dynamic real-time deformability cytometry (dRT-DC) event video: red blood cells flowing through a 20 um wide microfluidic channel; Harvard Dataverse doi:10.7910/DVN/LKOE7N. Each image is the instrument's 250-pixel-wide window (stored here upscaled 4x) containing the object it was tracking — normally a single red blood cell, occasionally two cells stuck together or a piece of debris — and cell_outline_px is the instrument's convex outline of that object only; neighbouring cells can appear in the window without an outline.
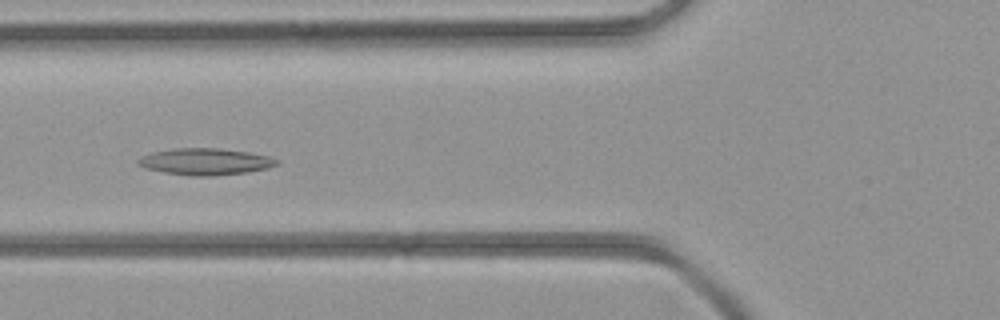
{"species": "common noctule bat (a hibernating species)", "species_latin": "Nyctalus noctula", "temperature_condition": "room temperature", "stored_images_in_passage": 26, "camera_frame_rate_fps": 3000, "um_per_image_px": 0.085, "animal": {"sex": "female", "body_mass_g": 21.9}, "frame": {"image": 1, "passage_image": 7, "time_ms": 2.0, "image_size_px": [1000, 320], "cell_outline_px": [[280, 164], [268, 168], [248, 172], [212, 176], [188, 176], [164, 172], [144, 168], [136, 164], [136, 160], [140, 156], [152, 152], [172, 148], [220, 148], [248, 152], [272, 156], [280, 160]], "centroid_in_image_um": [17.46, 13.73], "position_along_channel_um": 108.3, "area_um2": 21.96}}
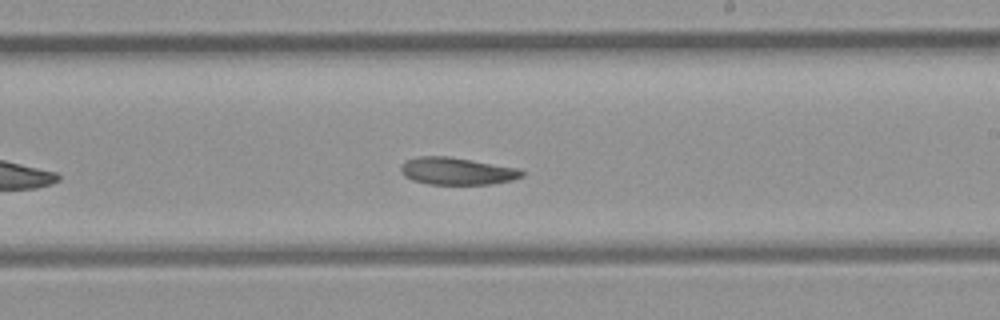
{"frame": {"image": 2, "passage_image": 16, "time_ms": 5.0, "image_size_px": [1000, 320], "cell_outline_px": [[524, 176], [512, 180], [492, 184], [428, 184], [412, 180], [404, 176], [400, 172], [400, 164], [416, 156], [448, 156], [520, 168], [524, 172]], "centroid_in_image_um": [38.83, 14.54], "position_along_channel_um": 250.2, "area_um2": 19.42}}
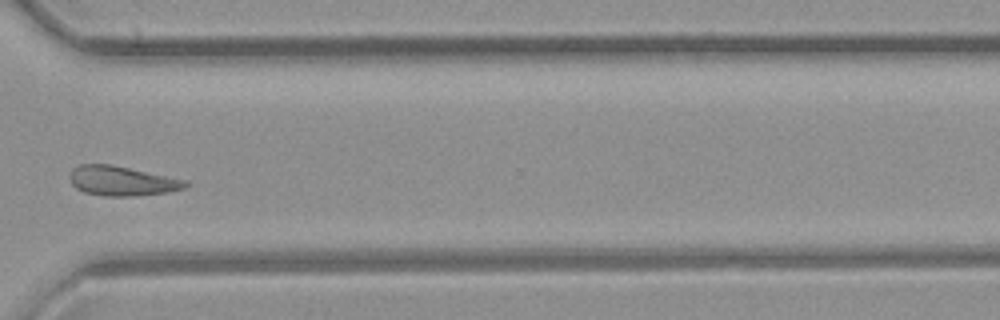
{"frame": {"image": 3, "passage_image": 23, "time_ms": 7.333, "image_size_px": [1000, 320], "cell_outline_px": [[188, 184], [184, 188], [168, 192], [136, 196], [104, 196], [84, 192], [76, 188], [72, 184], [68, 176], [72, 168], [80, 164], [112, 164], [188, 180]], "centroid_in_image_um": [10.35, 15.37], "position_along_channel_um": 360.3, "area_um2": 20.17}}